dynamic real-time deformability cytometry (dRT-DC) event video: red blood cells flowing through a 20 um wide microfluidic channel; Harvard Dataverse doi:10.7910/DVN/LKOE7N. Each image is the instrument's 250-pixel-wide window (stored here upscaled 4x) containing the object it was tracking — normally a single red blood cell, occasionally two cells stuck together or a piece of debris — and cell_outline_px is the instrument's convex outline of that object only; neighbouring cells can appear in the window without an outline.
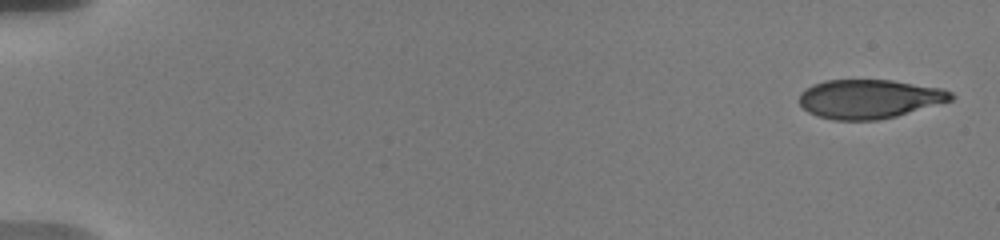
{"species": "human", "species_latin": "Homo sapiens", "temperature_condition": "warm", "stored_images_in_passage": 37, "camera_frame_rate_fps": 3000, "um_per_image_px": 0.085, "donor": {"sex": "male"}, "frame": {"image": 1, "passage_image": 1, "time_ms": 0.0, "image_size_px": [1000, 240], "cell_outline_px": [[956, 96], [952, 100], [896, 116], [876, 120], [832, 120], [816, 116], [808, 112], [800, 104], [800, 92], [812, 84], [824, 80], [892, 80], [940, 88], [952, 92]], "centroid_in_image_um": [73.87, 8.41], "position_along_channel_um": 11.1, "area_um2": 34.51}}
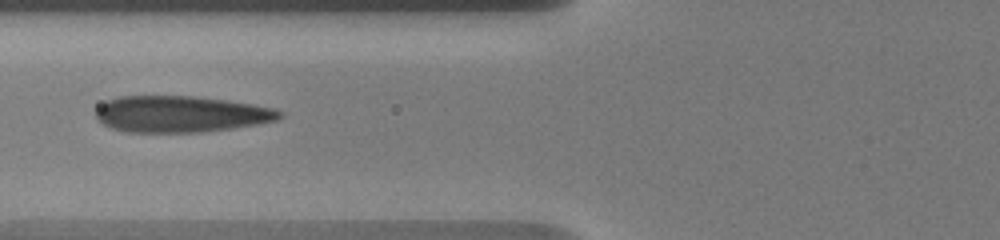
{"frame": {"image": 2, "passage_image": 16, "time_ms": 7.333, "image_size_px": [1000, 240], "cell_outline_px": [[284, 116], [280, 120], [232, 128], [200, 132], [124, 132], [108, 128], [96, 120], [96, 108], [100, 104], [116, 96], [192, 96], [228, 100], [252, 104], [272, 108], [284, 112]], "centroid_in_image_um": [15.33, 9.7], "position_along_channel_um": 110.5, "area_um2": 39.36}}
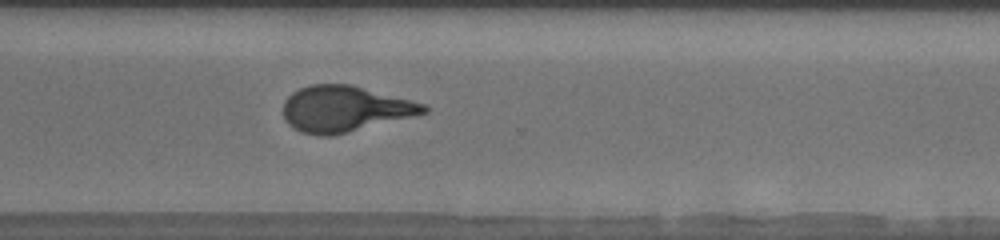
{"frame": {"image": 3, "passage_image": 29, "time_ms": 13.667, "image_size_px": [1000, 240], "cell_outline_px": [[428, 112], [332, 136], [320, 136], [300, 132], [292, 128], [284, 120], [284, 100], [292, 92], [308, 84], [352, 84], [428, 104]], "centroid_in_image_um": [29.29, 9.24], "position_along_channel_um": 341.3, "area_um2": 37.8}, "authors_computed_cell_mechanics": {"area_um2": 38.0902, "velocity_mm_per_s": 3.6499, "shape_relaxation_time_tau1_ms": 6.0512, "shape_relaxation_time_tau2_ms": 0.6944, "deformation_change_tau1": 0.2293, "deformation_change_tau2": 0.0552}}